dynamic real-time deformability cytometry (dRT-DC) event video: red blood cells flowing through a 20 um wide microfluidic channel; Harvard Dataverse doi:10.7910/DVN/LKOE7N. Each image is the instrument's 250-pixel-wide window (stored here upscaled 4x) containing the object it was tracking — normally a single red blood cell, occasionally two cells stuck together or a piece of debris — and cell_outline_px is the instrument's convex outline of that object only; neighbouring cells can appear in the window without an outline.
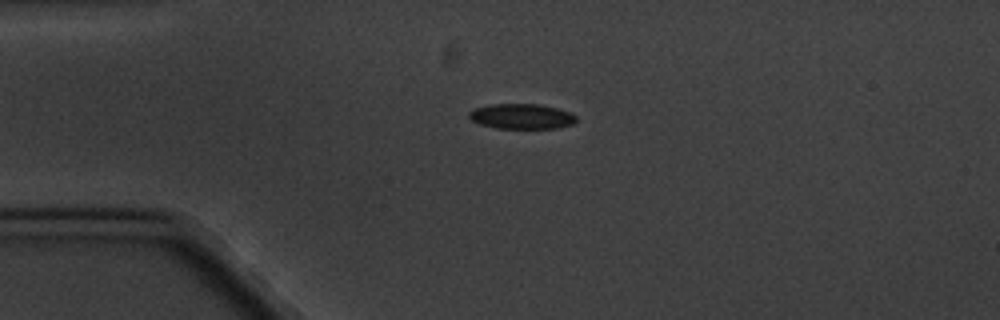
{"species": "common noctule bat (a hibernating species)", "species_latin": "Nyctalus noctula", "temperature_condition": "cold", "stored_images_in_passage": 4, "camera_frame_rate_fps": 3000, "um_per_image_px": 0.085, "animal": {"sex": "male", "body_mass_g": 20.1, "forearm_length_mm": 53.5}, "frame": {"image": 1, "passage_image": 3, "time_ms": 2.333, "image_size_px": [1000, 320], "cell_outline_px": [[576, 120], [572, 124], [556, 128], [496, 128], [480, 124], [472, 120], [468, 116], [468, 112], [472, 108], [492, 104], [540, 104], [572, 112], [576, 116]], "centroid_in_image_um": [44.32, 9.88], "position_along_channel_um": 40.7, "area_um2": 15.78}}